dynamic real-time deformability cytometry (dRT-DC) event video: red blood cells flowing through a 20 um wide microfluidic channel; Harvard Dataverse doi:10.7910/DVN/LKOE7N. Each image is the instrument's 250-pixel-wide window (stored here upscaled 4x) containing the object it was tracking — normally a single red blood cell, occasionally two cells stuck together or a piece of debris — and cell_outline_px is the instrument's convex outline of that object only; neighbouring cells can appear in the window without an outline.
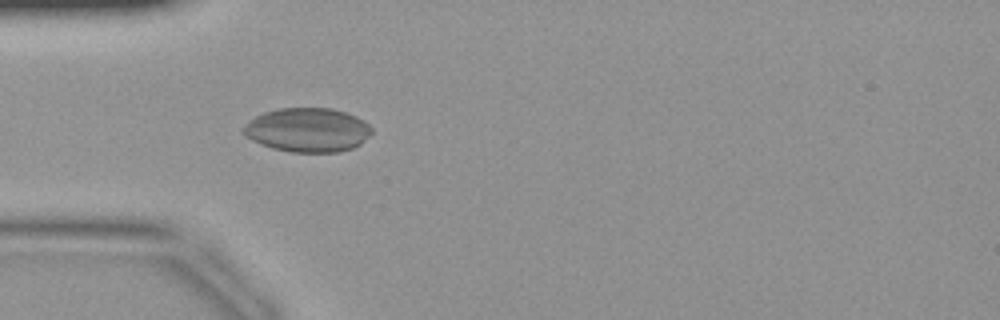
{"species": "common noctule bat (a hibernating species)", "species_latin": "Nyctalus noctula", "temperature_condition": "warm", "stored_images_in_passage": 23, "camera_frame_rate_fps": 3000, "um_per_image_px": 0.085, "animal": {"sex": "female", "body_mass_g": 19.9}, "frame": {"image": 1, "passage_image": 4, "time_ms": 1.0, "image_size_px": [1000, 320], "cell_outline_px": [[372, 132], [360, 144], [352, 148], [340, 152], [292, 152], [272, 148], [260, 144], [244, 136], [240, 132], [240, 128], [256, 116], [264, 112], [280, 108], [332, 108], [356, 116], [364, 120], [372, 128]], "centroid_in_image_um": [26.12, 11.05], "position_along_channel_um": 58.9, "area_um2": 33.12}}
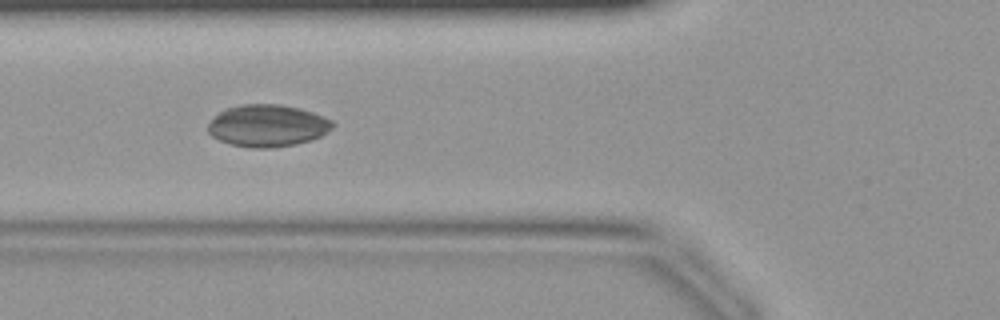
{"frame": {"image": 2, "passage_image": 7, "time_ms": 2.0, "image_size_px": [1000, 320], "cell_outline_px": [[336, 124], [332, 128], [320, 136], [312, 140], [296, 144], [272, 148], [252, 148], [228, 144], [212, 136], [208, 132], [208, 124], [224, 108], [240, 104], [280, 104], [300, 108], [324, 116], [332, 120]], "centroid_in_image_um": [22.75, 10.68], "position_along_channel_um": 103.1, "area_um2": 30.75}}